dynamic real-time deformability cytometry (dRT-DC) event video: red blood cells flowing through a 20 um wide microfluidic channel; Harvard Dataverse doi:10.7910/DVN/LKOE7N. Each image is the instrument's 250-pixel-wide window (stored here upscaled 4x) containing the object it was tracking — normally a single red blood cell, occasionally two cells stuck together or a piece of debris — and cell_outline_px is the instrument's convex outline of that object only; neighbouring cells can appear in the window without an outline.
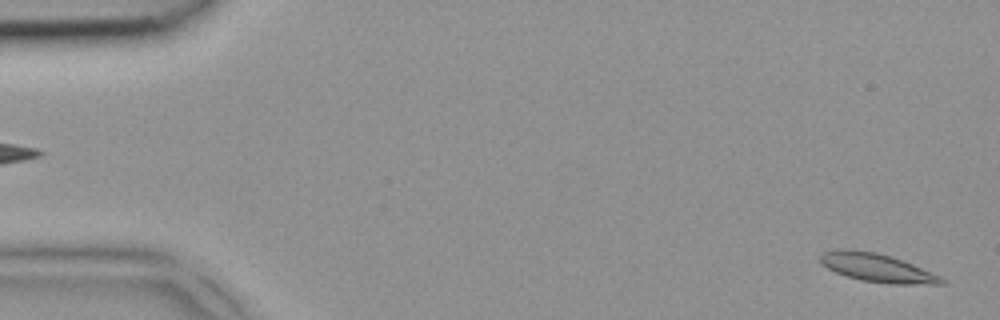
{"species": "common noctule bat (a hibernating species)", "species_latin": "Nyctalus noctula", "temperature_condition": "room temperature", "stored_images_in_passage": 3, "camera_frame_rate_fps": 3000, "um_per_image_px": 0.085, "animal": {"sex": "female", "body_mass_g": 18.4}, "frame": {"image": 1, "passage_image": 3, "time_ms": 0.667, "image_size_px": [1000, 320], "cell_outline_px": [[948, 280], [944, 284], [892, 284], [860, 280], [836, 272], [828, 268], [820, 260], [820, 256], [824, 252], [836, 248], [852, 248], [876, 252], [912, 264], [940, 276]], "centroid_in_image_um": [74.55, 22.75], "position_along_channel_um": 10.5, "area_um2": 19.94}}